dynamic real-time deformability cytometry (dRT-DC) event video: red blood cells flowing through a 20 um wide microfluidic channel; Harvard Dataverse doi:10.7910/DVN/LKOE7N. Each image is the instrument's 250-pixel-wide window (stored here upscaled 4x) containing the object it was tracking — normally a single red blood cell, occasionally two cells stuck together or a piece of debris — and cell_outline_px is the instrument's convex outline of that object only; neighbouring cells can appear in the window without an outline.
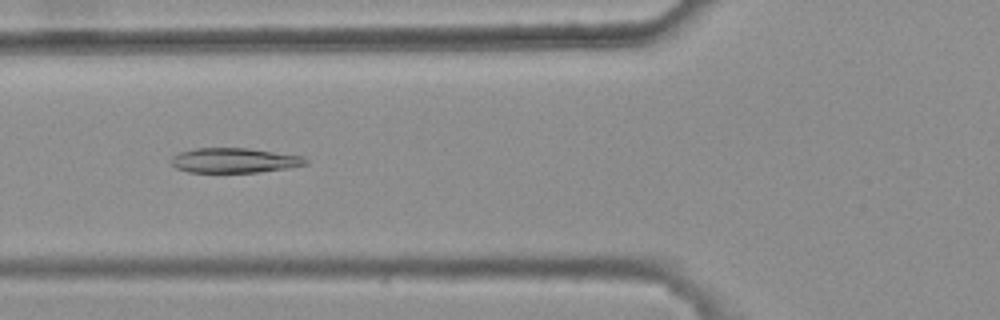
{"species": "common noctule bat (a hibernating species)", "species_latin": "Nyctalus noctula", "temperature_condition": "warm", "stored_images_in_passage": 7, "camera_frame_rate_fps": 3000, "um_per_image_px": 0.085, "animal": {"sex": "female", "body_mass_g": 25.1}, "frame": {"image": 1, "passage_image": 5, "time_ms": 1.333, "image_size_px": [1000, 320], "cell_outline_px": [[308, 164], [288, 168], [256, 172], [188, 172], [176, 168], [172, 164], [172, 156], [180, 152], [196, 148], [248, 148], [304, 156], [308, 160]], "centroid_in_image_um": [19.94, 13.63], "position_along_channel_um": 105.9, "area_um2": 19.42}}
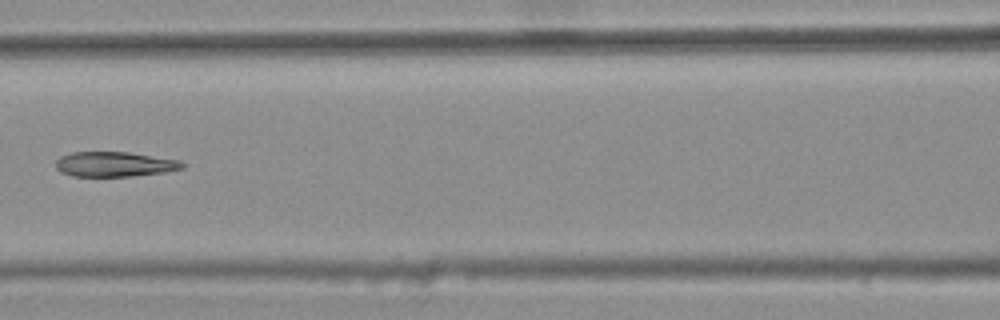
{"frame": {"image": 2, "passage_image": 6, "time_ms": 1.667, "image_size_px": [1000, 320], "cell_outline_px": [[184, 168], [164, 172], [132, 176], [72, 176], [60, 172], [56, 168], [56, 160], [60, 156], [72, 152], [128, 152], [180, 160], [184, 164]], "centroid_in_image_um": [9.72, 13.96], "position_along_channel_um": 156.9, "area_um2": 18.38}}
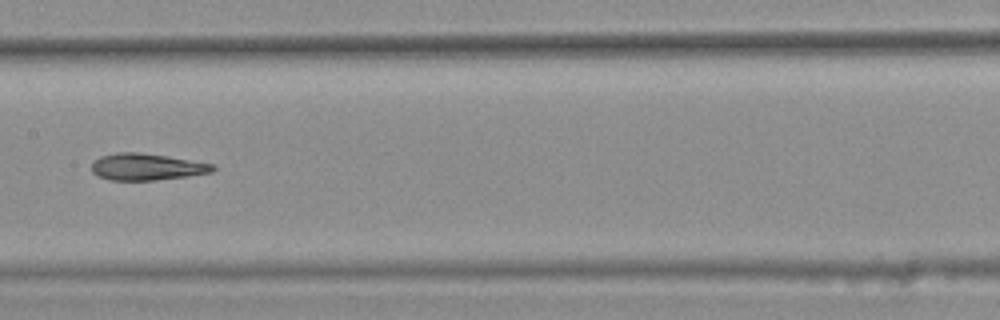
{"frame": {"image": 3, "passage_image": 7, "time_ms": 2.0, "image_size_px": [1000, 320], "cell_outline_px": [[216, 168], [212, 172], [188, 176], [152, 180], [108, 180], [96, 176], [92, 172], [92, 160], [100, 156], [116, 152], [140, 152], [168, 156], [216, 164]], "centroid_in_image_um": [12.45, 14.17], "position_along_channel_um": 195.0, "area_um2": 19.13}}